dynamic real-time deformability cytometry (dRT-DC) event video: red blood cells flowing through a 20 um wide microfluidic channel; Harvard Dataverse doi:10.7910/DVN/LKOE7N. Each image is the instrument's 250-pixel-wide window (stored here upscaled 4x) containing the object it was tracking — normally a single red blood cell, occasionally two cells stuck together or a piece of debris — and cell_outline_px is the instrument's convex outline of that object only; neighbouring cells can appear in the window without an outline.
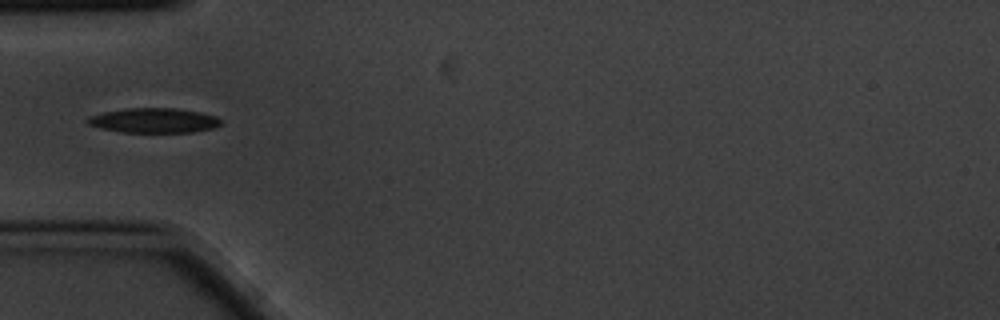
{"species": "common noctule bat (a hibernating species)", "species_latin": "Nyctalus noctula", "temperature_condition": "cold", "stored_images_in_passage": 13, "camera_frame_rate_fps": 3000, "um_per_image_px": 0.085, "animal": {"sex": "male", "body_mass_g": 20.1, "forearm_length_mm": 53.5}, "frame": {"image": 1, "passage_image": 3, "time_ms": 0.667, "image_size_px": [1000, 320], "cell_outline_px": [[220, 124], [212, 128], [192, 132], [120, 132], [100, 128], [88, 124], [84, 120], [88, 116], [104, 112], [124, 108], [176, 108], [200, 112], [216, 116], [220, 120]], "centroid_in_image_um": [13.02, 10.23], "position_along_channel_um": 72.0, "area_um2": 19.25}}
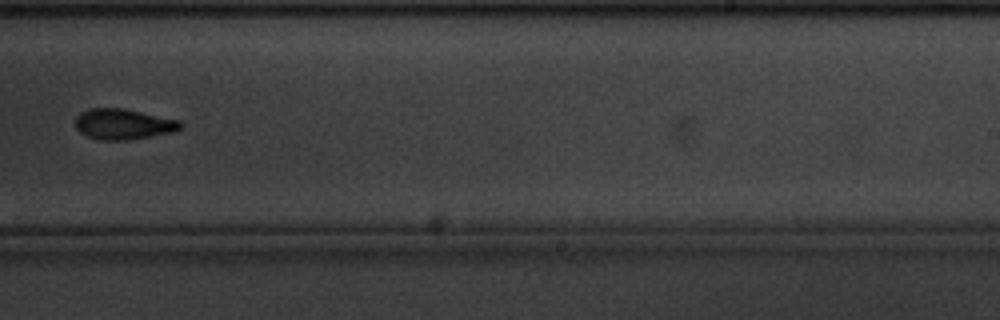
{"frame": {"image": 2, "passage_image": 8, "time_ms": 2.333, "image_size_px": [1000, 320], "cell_outline_px": [[184, 124], [176, 132], [128, 140], [100, 140], [88, 136], [80, 132], [76, 128], [76, 116], [80, 112], [88, 108], [124, 108], [180, 120]], "centroid_in_image_um": [10.51, 10.55], "position_along_channel_um": 278.5, "area_um2": 18.96}}
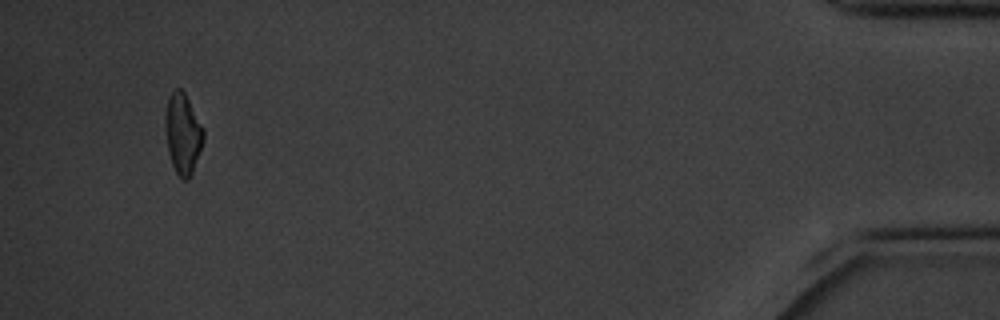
{"frame": {"image": 3, "passage_image": 13, "time_ms": 4.0, "image_size_px": [1000, 320], "cell_outline_px": [[204, 140], [192, 172], [188, 180], [184, 180], [176, 172], [172, 164], [168, 152], [164, 128], [164, 120], [168, 100], [172, 92], [176, 88], [180, 88], [184, 92], [204, 128]], "centroid_in_image_um": [15.53, 11.36], "position_along_channel_um": 419.7, "area_um2": 17.86}}